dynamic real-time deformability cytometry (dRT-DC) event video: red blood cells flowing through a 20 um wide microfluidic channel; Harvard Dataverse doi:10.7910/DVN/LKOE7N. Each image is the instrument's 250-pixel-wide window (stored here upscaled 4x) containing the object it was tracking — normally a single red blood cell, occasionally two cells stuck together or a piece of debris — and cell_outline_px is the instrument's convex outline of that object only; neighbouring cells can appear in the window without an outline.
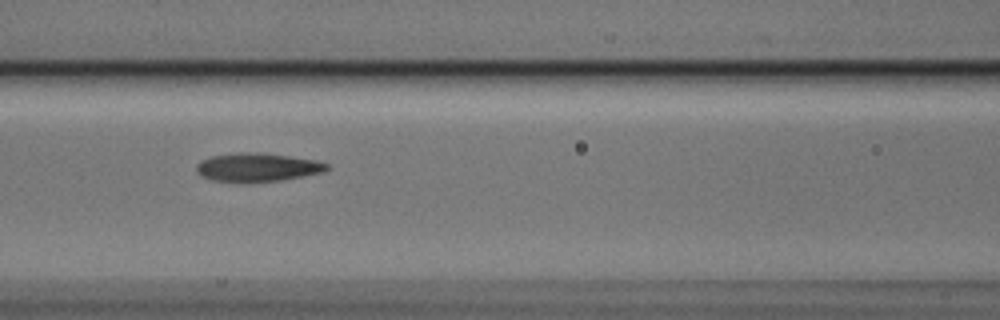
{"species": "Egyptian fruit bat (a non-hibernating species)", "species_latin": "Rousettus aegyptiacus", "temperature_condition": "cold", "stored_images_in_passage": 9, "camera_frame_rate_fps": 3000, "um_per_image_px": 0.085, "animal": {"sex": "male"}, "frame": {"image": 1, "passage_image": 9, "time_ms": 2.667, "image_size_px": [1000, 320], "cell_outline_px": [[328, 168], [324, 172], [280, 180], [252, 184], [240, 184], [212, 180], [200, 176], [196, 172], [196, 164], [212, 156], [288, 156], [316, 160], [328, 164]], "centroid_in_image_um": [21.87, 14.33], "position_along_channel_um": 144.7, "area_um2": 20.75}}